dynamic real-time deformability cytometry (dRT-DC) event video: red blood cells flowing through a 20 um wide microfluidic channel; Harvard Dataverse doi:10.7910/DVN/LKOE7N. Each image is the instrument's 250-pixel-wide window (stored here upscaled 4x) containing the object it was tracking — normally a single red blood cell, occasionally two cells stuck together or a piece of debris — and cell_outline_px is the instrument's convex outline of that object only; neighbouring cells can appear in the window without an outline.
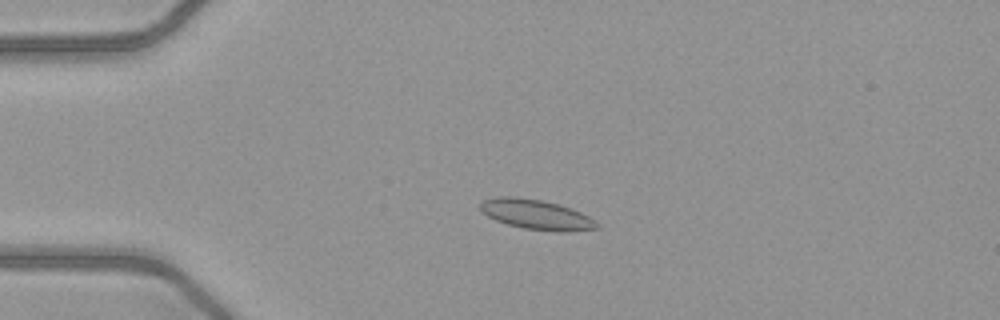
{"species": "common noctule bat (a hibernating species)", "species_latin": "Nyctalus noctula", "temperature_condition": "warm", "stored_images_in_passage": 47, "camera_frame_rate_fps": 3000, "um_per_image_px": 0.085, "animal": {"sex": "female", "body_mass_g": 21.9}, "frame": {"image": 1, "passage_image": 8, "time_ms": 2.333, "image_size_px": [1000, 320], "cell_outline_px": [[600, 228], [568, 232], [556, 232], [524, 228], [508, 224], [496, 220], [488, 216], [480, 208], [480, 204], [484, 200], [500, 196], [512, 196], [540, 200], [560, 204], [580, 212], [588, 216], [600, 224]], "centroid_in_image_um": [45.64, 18.25], "position_along_channel_um": 39.4, "area_um2": 20.23}}
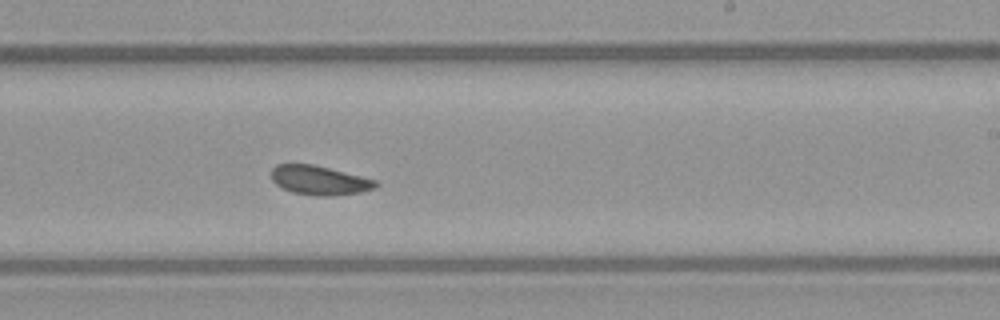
{"frame": {"image": 2, "passage_image": 27, "time_ms": 8.667, "image_size_px": [1000, 320], "cell_outline_px": [[380, 184], [376, 188], [360, 192], [336, 196], [320, 196], [292, 192], [276, 184], [272, 180], [272, 168], [276, 164], [312, 164], [376, 180]], "centroid_in_image_um": [27.17, 15.33], "position_along_channel_um": 261.8, "area_um2": 17.63}}
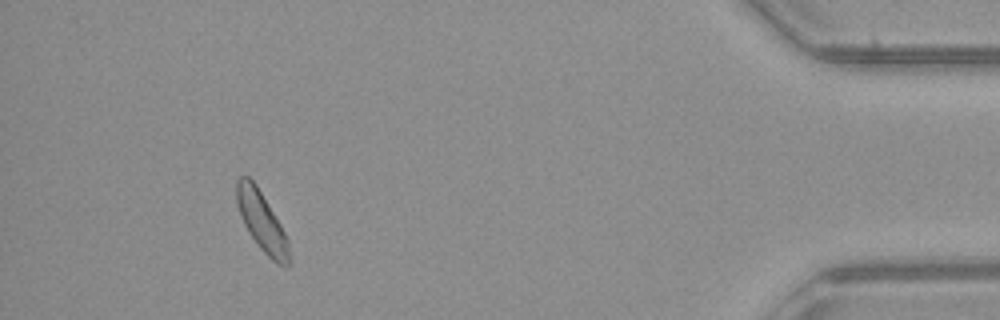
{"frame": {"image": 3, "passage_image": 43, "time_ms": 14.0, "image_size_px": [1000, 320], "cell_outline_px": [[292, 264], [284, 268], [276, 264], [260, 248], [248, 232], [240, 216], [236, 204], [236, 180], [240, 176], [248, 176], [256, 184], [280, 224], [288, 240], [292, 260]], "centroid_in_image_um": [22.27, 18.88], "position_along_channel_um": 412.9, "area_um2": 18.44}, "authors_computed_cell_mechanics": {"area_um2": 18.3226, "velocity_mm_per_s": 4.0378, "shape_relaxation_time_tau1_ms": 1.9076, "shape_relaxation_time_tau2_ms": 1.3239, "deformation_change_tau1": 0.0744, "deformation_change_tau2": 0.0675}}